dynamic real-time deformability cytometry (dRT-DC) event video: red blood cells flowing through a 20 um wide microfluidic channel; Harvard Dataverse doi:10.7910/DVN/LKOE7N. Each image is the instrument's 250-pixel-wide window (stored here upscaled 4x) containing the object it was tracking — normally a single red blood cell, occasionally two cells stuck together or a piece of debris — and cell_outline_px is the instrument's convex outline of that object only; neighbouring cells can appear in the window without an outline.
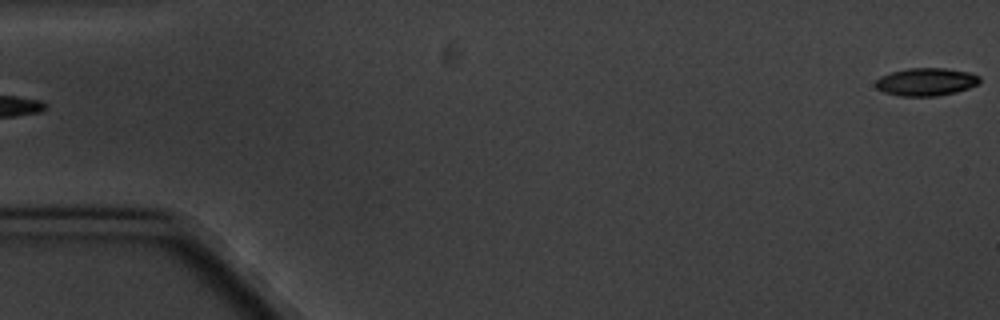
{"species": "common noctule bat (a hibernating species)", "species_latin": "Nyctalus noctula", "temperature_condition": "cold", "stored_images_in_passage": 6, "segment_of_instrument_passage": [2, 2], "camera_frame_rate_fps": 3000, "um_per_image_px": 0.085, "animal": {"sex": "male", "body_mass_g": 20.1, "forearm_length_mm": 53.5}, "frame": {"image": 1, "passage_image": 6, "time_ms": 5.667, "image_size_px": [1000, 320], "cell_outline_px": [[980, 80], [976, 84], [968, 88], [956, 92], [936, 96], [900, 96], [884, 92], [876, 88], [876, 80], [880, 76], [892, 72], [908, 68], [944, 68], [968, 72], [980, 76]], "centroid_in_image_um": [78.7, 6.96], "position_along_channel_um": 6.3, "area_um2": 16.76}}